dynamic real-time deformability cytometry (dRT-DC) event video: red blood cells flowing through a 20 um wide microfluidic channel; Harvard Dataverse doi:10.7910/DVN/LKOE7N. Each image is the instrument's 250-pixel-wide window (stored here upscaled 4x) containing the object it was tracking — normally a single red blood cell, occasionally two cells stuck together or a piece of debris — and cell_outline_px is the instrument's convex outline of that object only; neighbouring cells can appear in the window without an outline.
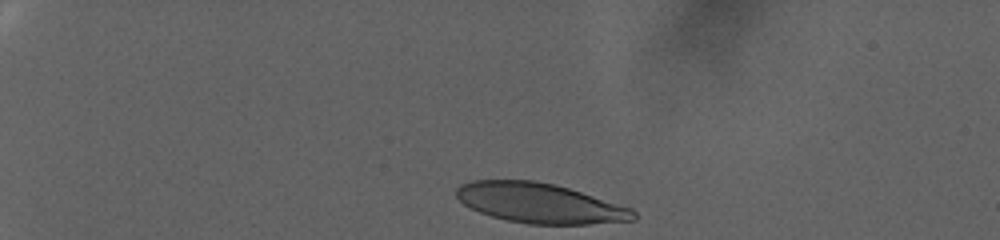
{"species": "human", "species_latin": "Homo sapiens", "temperature_condition": "warm", "stored_images_in_passage": 54, "camera_frame_rate_fps": 3000, "um_per_image_px": 0.085, "donor": {"sex": "female"}, "frame": {"image": 1, "passage_image": 1, "time_ms": 0.0, "image_size_px": [1000, 240], "cell_outline_px": [[636, 220], [588, 224], [528, 224], [508, 220], [492, 216], [480, 212], [464, 204], [456, 196], [456, 188], [460, 184], [472, 180], [536, 180], [556, 184], [632, 208], [636, 212]], "centroid_in_image_um": [45.89, 17.26], "position_along_channel_um": 39.1, "area_um2": 41.15}}
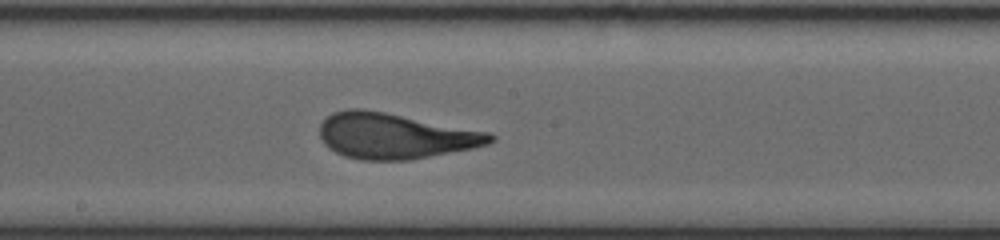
{"frame": {"image": 2, "passage_image": 28, "time_ms": 9.0, "image_size_px": [1000, 240], "cell_outline_px": [[496, 140], [488, 144], [472, 148], [408, 160], [360, 160], [344, 156], [328, 148], [324, 144], [320, 136], [320, 124], [332, 112], [348, 108], [360, 108], [384, 112], [488, 132], [496, 136]], "centroid_in_image_um": [33.53, 11.55], "position_along_channel_um": 214.7, "area_um2": 45.08}}
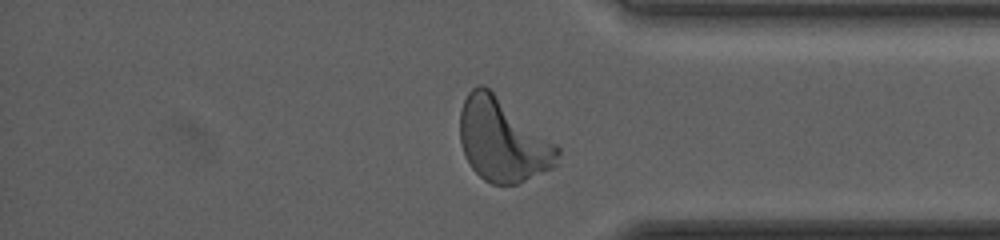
{"frame": {"image": 3, "passage_image": 49, "time_ms": 16.0, "image_size_px": [1000, 240], "cell_outline_px": [[560, 152], [556, 164], [552, 168], [516, 184], [492, 184], [484, 180], [472, 168], [464, 156], [460, 140], [460, 112], [464, 100], [468, 92], [472, 88], [480, 84], [484, 84], [556, 144], [560, 148]], "centroid_in_image_um": [42.7, 11.91], "position_along_channel_um": 392.5, "area_um2": 46.93}}